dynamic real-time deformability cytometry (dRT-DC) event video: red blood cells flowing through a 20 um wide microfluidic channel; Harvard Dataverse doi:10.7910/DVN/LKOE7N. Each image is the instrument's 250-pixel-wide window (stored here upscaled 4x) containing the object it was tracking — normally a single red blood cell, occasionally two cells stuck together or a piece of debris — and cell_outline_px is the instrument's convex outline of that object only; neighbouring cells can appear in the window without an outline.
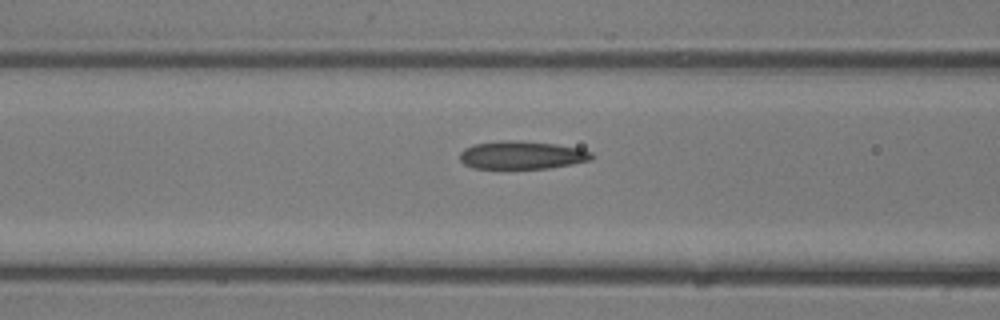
{"species": "common noctule bat (a hibernating species)", "species_latin": "Nyctalus noctula", "temperature_condition": "room temperature", "stored_images_in_passage": 9, "camera_frame_rate_fps": 3000, "um_per_image_px": 0.085, "animal": {"sex": "male", "body_mass_g": 13.3}, "frame": {"image": 1, "passage_image": 8, "time_ms": 2.333, "image_size_px": [1000, 320], "cell_outline_px": [[592, 160], [572, 164], [548, 168], [472, 168], [464, 164], [460, 160], [460, 152], [464, 148], [472, 144], [500, 140], [516, 140], [556, 144], [580, 148], [592, 152]], "centroid_in_image_um": [44.34, 13.17], "position_along_channel_um": 122.3, "area_um2": 21.68}}